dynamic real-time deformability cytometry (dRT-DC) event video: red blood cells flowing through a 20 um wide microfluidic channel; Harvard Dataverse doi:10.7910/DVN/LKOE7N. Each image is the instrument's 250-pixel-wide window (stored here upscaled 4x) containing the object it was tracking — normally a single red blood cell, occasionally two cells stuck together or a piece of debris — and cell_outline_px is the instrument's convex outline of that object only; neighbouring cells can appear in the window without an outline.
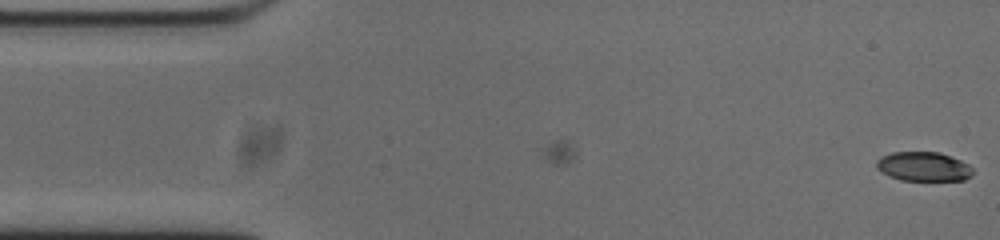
{"species": "common noctule bat (a hibernating species)", "species_latin": "Nyctalus noctula", "temperature_condition": "cold", "stored_images_in_passage": 5, "camera_frame_rate_fps": 3000, "um_per_image_px": 0.085, "animal": {"sex": "male", "body_mass_g": 20.0, "forearm_length_mm": 53.3}, "frame": {"image": 1, "passage_image": 5, "time_ms": 1.333, "image_size_px": [1000, 240], "cell_outline_px": [[972, 176], [964, 180], [900, 180], [888, 176], [876, 168], [876, 160], [880, 156], [892, 152], [940, 152], [960, 160], [968, 164], [972, 168]], "centroid_in_image_um": [78.47, 14.15], "position_along_channel_um": 6.5, "area_um2": 16.53}}